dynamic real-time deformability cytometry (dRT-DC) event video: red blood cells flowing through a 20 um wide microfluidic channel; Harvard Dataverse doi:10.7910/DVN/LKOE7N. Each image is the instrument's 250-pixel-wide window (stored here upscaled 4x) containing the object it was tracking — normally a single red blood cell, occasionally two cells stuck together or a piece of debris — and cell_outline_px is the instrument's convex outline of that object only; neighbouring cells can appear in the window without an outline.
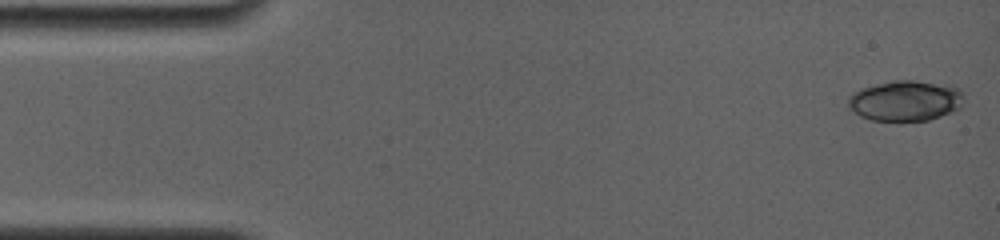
{"species": "common noctule bat (a hibernating species)", "species_latin": "Nyctalus noctula", "temperature_condition": "room temperature", "stored_images_in_passage": 6, "camera_frame_rate_fps": 4000, "um_per_image_px": 0.085, "animal": {"sex": "female", "body_mass_g": 19.0, "forearm_length_mm": 56.7}, "frame": {"image": 1, "passage_image": 1, "time_ms": 0.0, "image_size_px": [1000, 240], "cell_outline_px": [[964, 104], [960, 108], [940, 116], [928, 120], [900, 124], [872, 120], [860, 116], [848, 108], [848, 96], [852, 92], [860, 88], [892, 80], [912, 80], [948, 84], [960, 88], [964, 92]], "centroid_in_image_um": [76.97, 8.59], "position_along_channel_um": 8.0, "area_um2": 28.5}}
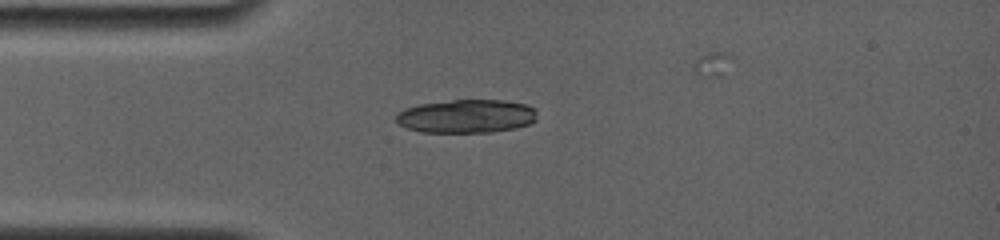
{"frame": {"image": 2, "passage_image": 5, "time_ms": 3.75, "image_size_px": [1000, 240], "cell_outline_px": [[536, 120], [528, 124], [516, 128], [488, 132], [420, 132], [408, 128], [400, 124], [396, 120], [396, 112], [404, 108], [420, 104], [452, 100], [504, 100], [528, 104], [536, 108]], "centroid_in_image_um": [39.66, 9.87], "position_along_channel_um": 45.3, "area_um2": 27.63}}